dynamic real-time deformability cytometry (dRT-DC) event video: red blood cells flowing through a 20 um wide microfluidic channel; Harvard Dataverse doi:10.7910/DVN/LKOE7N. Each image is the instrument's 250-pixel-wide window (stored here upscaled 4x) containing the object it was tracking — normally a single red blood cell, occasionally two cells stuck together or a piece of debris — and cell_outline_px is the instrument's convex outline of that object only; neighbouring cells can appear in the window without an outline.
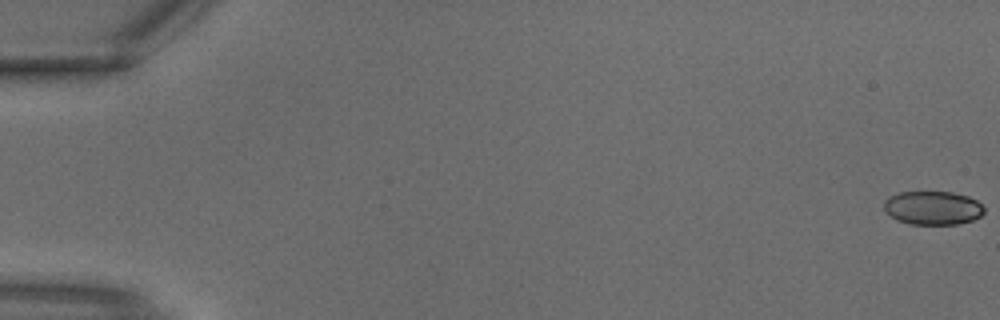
{"species": "common noctule bat (a hibernating species)", "species_latin": "Nyctalus noctula", "temperature_condition": "warm", "stored_images_in_passage": 4, "camera_frame_rate_fps": 3000, "um_per_image_px": 0.085, "animal": {"sex": "male", "body_mass_g": 18.8}, "frame": {"image": 1, "passage_image": 1, "time_ms": 0.0, "image_size_px": [1000, 320], "cell_outline_px": [[984, 212], [980, 216], [972, 220], [956, 224], [908, 224], [896, 220], [884, 208], [884, 200], [888, 196], [900, 192], [952, 192], [968, 196], [976, 200], [984, 208]], "centroid_in_image_um": [79.27, 17.67], "position_along_channel_um": 5.7, "area_um2": 19.59}}
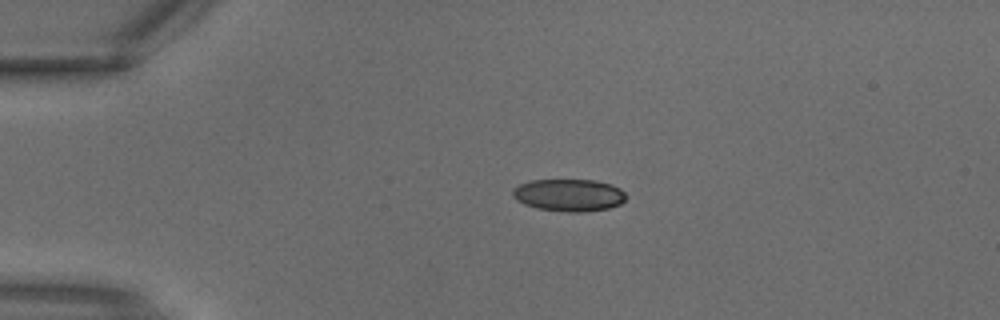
{"frame": {"image": 2, "passage_image": 3, "time_ms": 0.667, "image_size_px": [1000, 320], "cell_outline_px": [[624, 200], [620, 204], [608, 208], [580, 212], [568, 212], [536, 208], [524, 204], [516, 200], [512, 196], [512, 188], [520, 184], [532, 180], [596, 180], [612, 184], [620, 188], [624, 192]], "centroid_in_image_um": [48.33, 16.58], "position_along_channel_um": 36.7, "area_um2": 21.33}}